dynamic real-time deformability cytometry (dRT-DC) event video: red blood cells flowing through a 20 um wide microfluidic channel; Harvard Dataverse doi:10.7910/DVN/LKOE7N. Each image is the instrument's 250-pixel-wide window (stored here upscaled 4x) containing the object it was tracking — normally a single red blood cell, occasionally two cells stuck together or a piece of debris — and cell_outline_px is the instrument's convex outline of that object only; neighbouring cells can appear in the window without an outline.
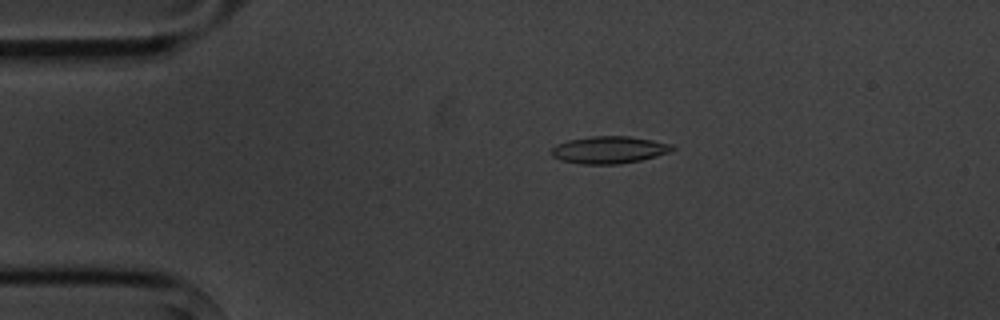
{"species": "common noctule bat (a hibernating species)", "species_latin": "Nyctalus noctula", "temperature_condition": "cold", "stored_images_in_passage": 5, "segment_of_instrument_passage": [1, 2], "camera_frame_rate_fps": 3000, "um_per_image_px": 0.085, "animal": {"sex": "male", "body_mass_g": 20.1, "forearm_length_mm": 53.5}, "frame": {"image": 1, "passage_image": 3, "time_ms": 2.333, "image_size_px": [1000, 320], "cell_outline_px": [[676, 148], [672, 152], [640, 160], [620, 164], [580, 164], [560, 160], [552, 156], [552, 148], [556, 144], [568, 140], [592, 136], [628, 136], [652, 140], [672, 144]], "centroid_in_image_um": [51.79, 12.74], "position_along_channel_um": 33.2, "area_um2": 19.25}}